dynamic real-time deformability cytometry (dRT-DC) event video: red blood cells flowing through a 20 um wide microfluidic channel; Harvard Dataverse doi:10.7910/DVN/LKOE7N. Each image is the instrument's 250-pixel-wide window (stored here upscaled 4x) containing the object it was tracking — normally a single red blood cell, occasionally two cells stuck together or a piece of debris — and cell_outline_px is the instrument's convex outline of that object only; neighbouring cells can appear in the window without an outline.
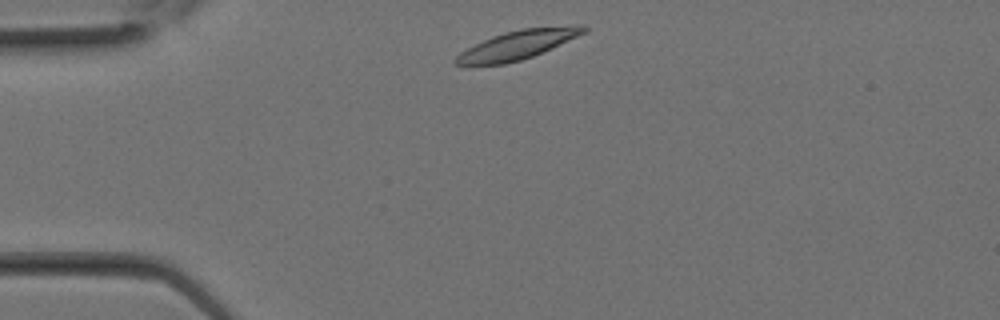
{"species": "Egyptian fruit bat (a non-hibernating species)", "species_latin": "Rousettus aegyptiacus", "temperature_condition": "room temperature", "stored_images_in_passage": 10, "camera_frame_rate_fps": 3000, "um_per_image_px": 0.085, "animal": {"sex": "female"}, "frame": {"image": 1, "passage_image": 1, "time_ms": 0.0, "image_size_px": [1000, 320], "cell_outline_px": [[588, 28], [584, 32], [576, 36], [532, 56], [520, 60], [504, 64], [452, 64], [452, 60], [460, 52], [492, 36], [504, 32], [524, 28], [580, 24], [584, 24]], "centroid_in_image_um": [43.98, 3.79], "position_along_channel_um": 41.0, "area_um2": 21.04}}
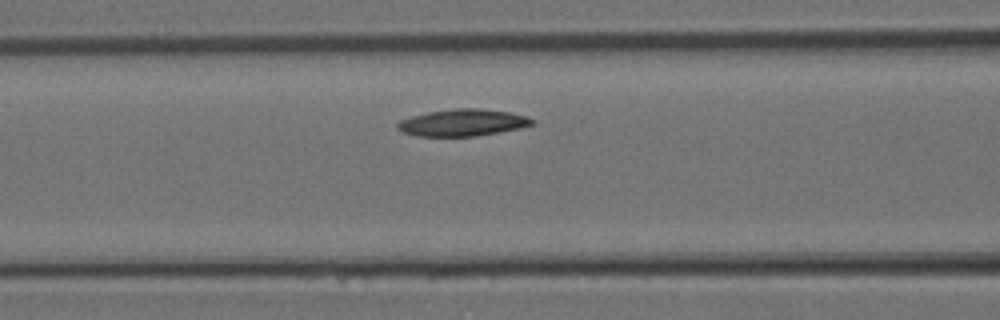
{"frame": {"image": 2, "passage_image": 6, "time_ms": 1.667, "image_size_px": [1000, 320], "cell_outline_px": [[536, 124], [520, 128], [476, 136], [416, 136], [404, 132], [396, 128], [396, 124], [400, 120], [412, 116], [428, 112], [456, 108], [480, 108], [508, 112], [528, 116], [536, 120]], "centroid_in_image_um": [39.36, 10.42], "position_along_channel_um": 127.2, "area_um2": 21.15}}
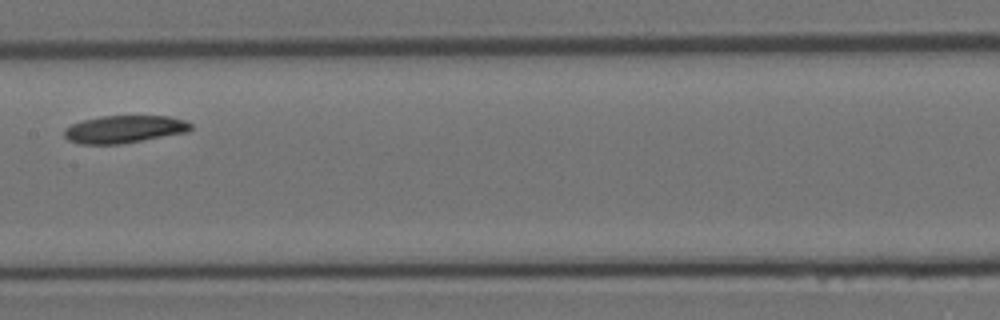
{"frame": {"image": 3, "passage_image": 9, "time_ms": 2.667, "image_size_px": [1000, 320], "cell_outline_px": [[192, 128], [188, 132], [120, 144], [80, 144], [68, 140], [64, 136], [64, 128], [72, 124], [84, 120], [100, 116], [168, 116], [184, 120], [192, 124]], "centroid_in_image_um": [10.56, 10.98], "position_along_channel_um": 196.8, "area_um2": 20.29}}